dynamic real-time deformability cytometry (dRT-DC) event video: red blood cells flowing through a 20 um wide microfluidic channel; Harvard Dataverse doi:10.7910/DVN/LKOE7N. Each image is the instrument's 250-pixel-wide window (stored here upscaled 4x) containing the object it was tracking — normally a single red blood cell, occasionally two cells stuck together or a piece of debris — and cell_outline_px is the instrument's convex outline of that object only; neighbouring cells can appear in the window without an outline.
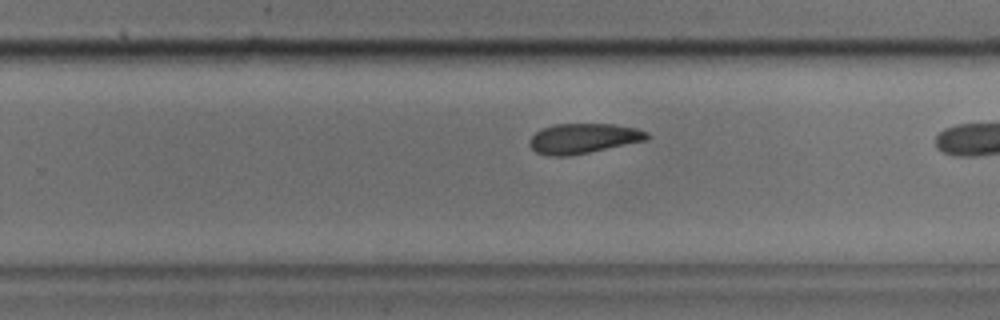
{"species": "common noctule bat (a hibernating species)", "species_latin": "Nyctalus noctula", "temperature_condition": "cold", "stored_images_in_passage": 25, "camera_frame_rate_fps": 3000, "um_per_image_px": 0.085, "animal": {"sex": "male", "body_mass_g": 17.9, "forearm_length_mm": 54.2}, "frame": {"image": 1, "passage_image": 18, "time_ms": 5.667, "image_size_px": [1000, 320], "cell_outline_px": [[652, 136], [648, 140], [568, 156], [548, 156], [536, 152], [528, 144], [528, 140], [540, 128], [556, 124], [612, 124], [636, 128], [648, 132]], "centroid_in_image_um": [49.58, 11.76], "position_along_channel_um": 280.2, "area_um2": 20.63}}